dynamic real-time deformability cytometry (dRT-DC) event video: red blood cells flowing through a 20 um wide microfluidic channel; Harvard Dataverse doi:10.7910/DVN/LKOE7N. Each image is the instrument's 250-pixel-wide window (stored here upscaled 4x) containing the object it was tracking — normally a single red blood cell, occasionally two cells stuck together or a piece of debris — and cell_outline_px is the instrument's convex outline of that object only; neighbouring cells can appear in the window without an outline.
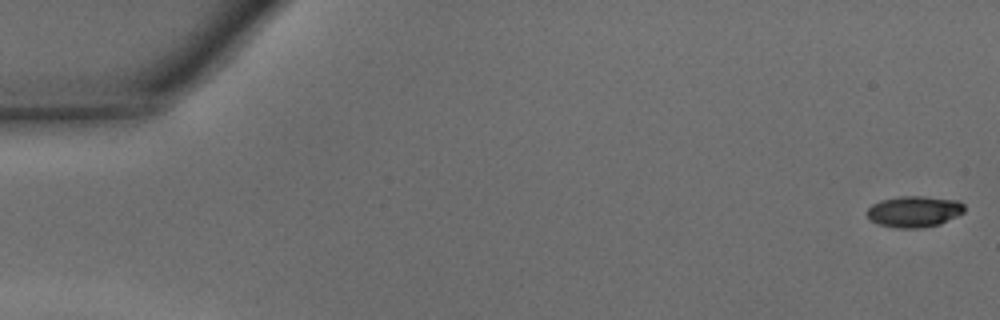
{"species": "common noctule bat (a hibernating species)", "species_latin": "Nyctalus noctula", "temperature_condition": "warm", "stored_images_in_passage": 46, "camera_frame_rate_fps": 3000, "um_per_image_px": 0.085, "animal": {"sex": "male", "body_mass_g": 15.6}, "frame": {"image": 1, "passage_image": 1, "time_ms": 0.0, "image_size_px": [1000, 320], "cell_outline_px": [[964, 212], [940, 224], [924, 228], [896, 228], [880, 224], [872, 220], [868, 216], [868, 208], [872, 204], [880, 200], [900, 196], [924, 196], [960, 200], [964, 204]], "centroid_in_image_um": [77.74, 17.97], "position_along_channel_um": 7.3, "area_um2": 17.74}}
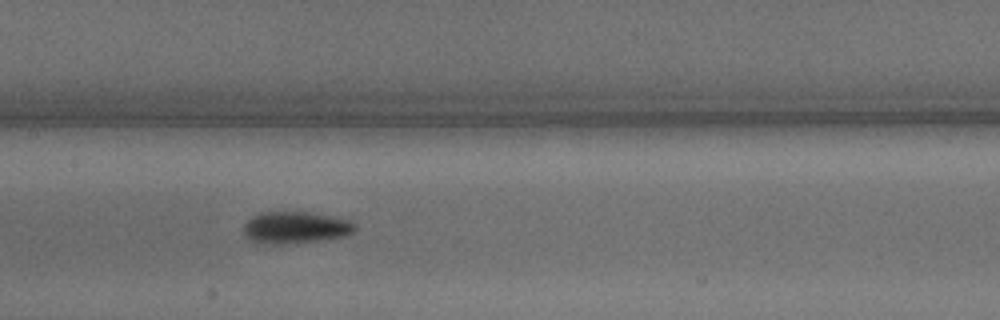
{"frame": {"image": 2, "passage_image": 23, "time_ms": 7.333, "image_size_px": [1000, 320], "cell_outline_px": [[356, 228], [348, 236], [320, 240], [284, 244], [268, 244], [252, 240], [244, 232], [244, 224], [252, 216], [260, 212], [308, 212], [340, 216], [352, 220], [356, 224]], "centroid_in_image_um": [25.2, 19.32], "position_along_channel_um": 182.2, "area_um2": 20.92}}
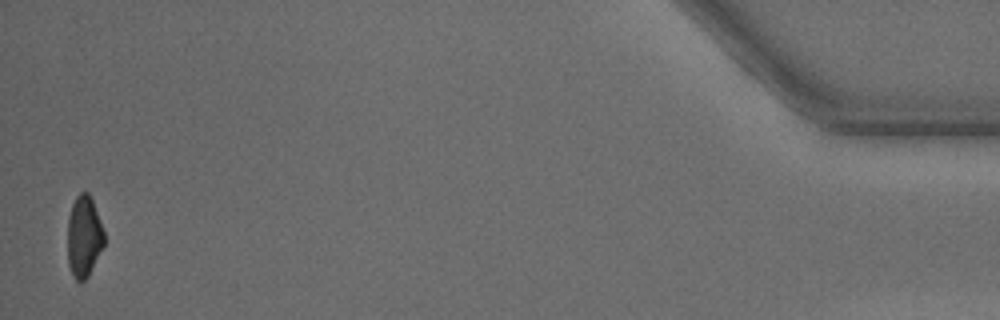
{"frame": {"image": 3, "passage_image": 46, "time_ms": 15.0, "image_size_px": [1000, 320], "cell_outline_px": [[104, 244], [88, 276], [80, 284], [72, 276], [68, 264], [68, 216], [72, 204], [76, 196], [80, 192], [88, 192], [92, 200], [104, 232]], "centroid_in_image_um": [7.11, 20.12], "position_along_channel_um": 428.1, "area_um2": 17.28}, "authors_computed_cell_mechanics": {"area_um2": 18.8428, "velocity_mm_per_s": 4.3825, "shape_relaxation_time_tau1_ms": 2.7423, "shape_relaxation_time_tau2_ms": 4.8425, "deformation_change_tau1": 0.1458, "deformation_change_tau2": 0.1216}}